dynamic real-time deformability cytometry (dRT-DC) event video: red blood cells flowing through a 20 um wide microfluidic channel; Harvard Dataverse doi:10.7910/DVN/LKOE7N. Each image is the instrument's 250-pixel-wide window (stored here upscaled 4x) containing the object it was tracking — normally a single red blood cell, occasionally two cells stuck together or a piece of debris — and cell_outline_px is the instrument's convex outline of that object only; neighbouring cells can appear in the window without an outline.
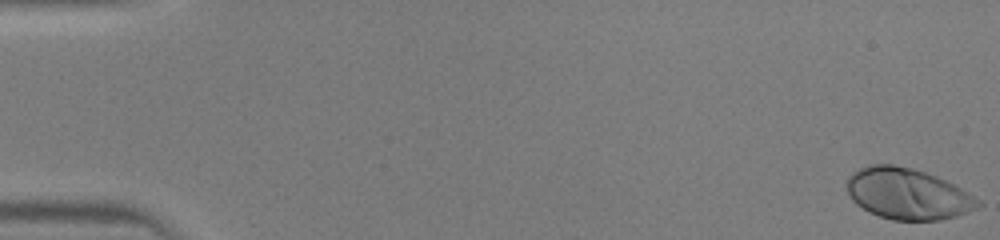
{"species": "human", "species_latin": "Homo sapiens", "temperature_condition": "warm", "stored_images_in_passage": 14, "camera_frame_rate_fps": 3000, "um_per_image_px": 0.085, "donor": {"sex": "male"}, "frame": {"image": 1, "passage_image": 1, "time_ms": 0.0, "image_size_px": [1000, 240], "cell_outline_px": [[984, 204], [968, 212], [956, 216], [940, 220], [892, 220], [868, 212], [856, 204], [852, 200], [848, 192], [848, 176], [852, 172], [868, 164], [892, 164], [912, 168], [936, 176], [960, 188], [980, 200]], "centroid_in_image_um": [77.14, 16.48], "position_along_channel_um": 7.9, "area_um2": 38.96}}
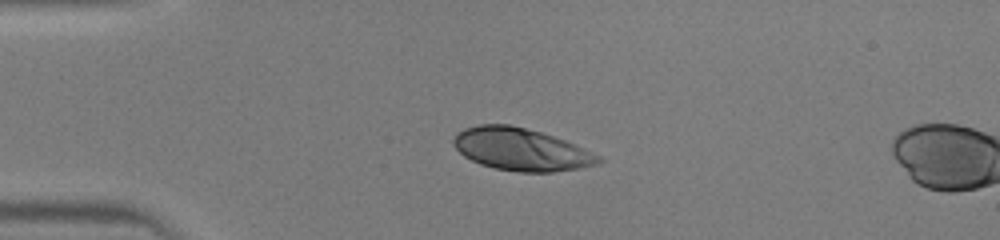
{"frame": {"image": 2, "passage_image": 12, "time_ms": 3.667, "image_size_px": [1000, 240], "cell_outline_px": [[604, 160], [596, 164], [580, 168], [552, 172], [520, 172], [492, 168], [480, 164], [464, 156], [452, 144], [452, 140], [456, 132], [464, 128], [480, 124], [508, 124], [540, 132], [564, 140], [604, 156]], "centroid_in_image_um": [44.29, 12.7], "position_along_channel_um": 40.7, "area_um2": 35.95}}